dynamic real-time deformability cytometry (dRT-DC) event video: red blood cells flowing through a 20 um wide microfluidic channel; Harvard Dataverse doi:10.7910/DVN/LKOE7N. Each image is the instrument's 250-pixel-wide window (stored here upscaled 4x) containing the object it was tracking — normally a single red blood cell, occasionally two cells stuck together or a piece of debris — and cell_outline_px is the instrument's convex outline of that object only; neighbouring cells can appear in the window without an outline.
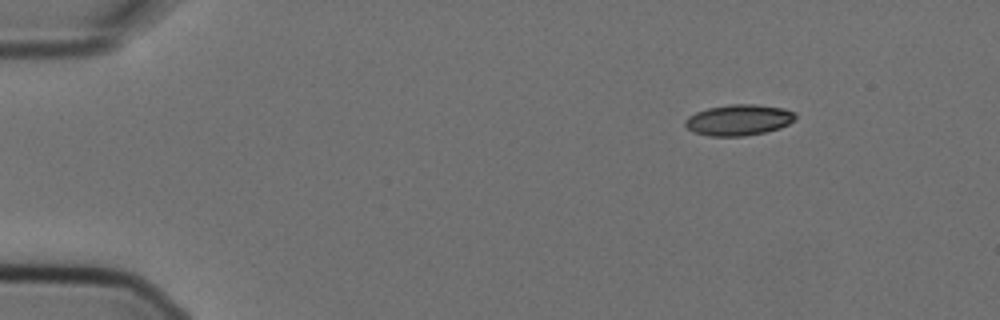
{"species": "Egyptian fruit bat (a non-hibernating species)", "species_latin": "Rousettus aegyptiacus", "temperature_condition": "cold", "stored_images_in_passage": 6, "segment_of_instrument_passage": [2, 2], "camera_frame_rate_fps": 3000, "um_per_image_px": 0.085, "animal": {"sex": "female"}, "frame": {"image": 1, "passage_image": 6, "time_ms": 1.667, "image_size_px": [1000, 320], "cell_outline_px": [[796, 116], [788, 124], [780, 128], [764, 132], [744, 136], [708, 136], [692, 132], [684, 124], [684, 120], [688, 116], [696, 112], [708, 108], [732, 104], [756, 104], [784, 108], [796, 112]], "centroid_in_image_um": [62.77, 10.2], "position_along_channel_um": 22.2, "area_um2": 19.94}}